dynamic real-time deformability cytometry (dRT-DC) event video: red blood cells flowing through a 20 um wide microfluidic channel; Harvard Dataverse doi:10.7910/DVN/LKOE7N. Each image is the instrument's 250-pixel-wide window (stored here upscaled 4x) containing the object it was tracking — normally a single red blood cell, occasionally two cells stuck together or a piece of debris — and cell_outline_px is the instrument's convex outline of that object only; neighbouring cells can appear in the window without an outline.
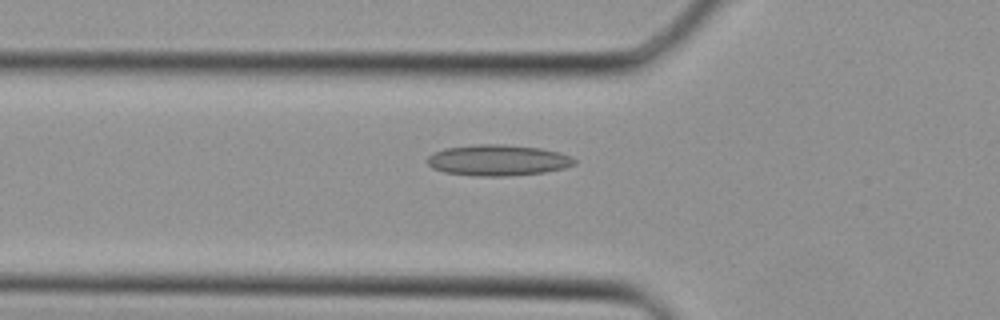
{"species": "Egyptian fruit bat (a non-hibernating species)", "species_latin": "Rousettus aegyptiacus", "temperature_condition": "cold", "stored_images_in_passage": 34, "camera_frame_rate_fps": 3000, "um_per_image_px": 0.085, "animal": {"sex": "female"}, "frame": {"image": 1, "passage_image": 13, "time_ms": 4.0, "image_size_px": [1000, 320], "cell_outline_px": [[576, 164], [564, 168], [544, 172], [508, 176], [476, 176], [444, 172], [432, 168], [428, 164], [428, 156], [444, 148], [480, 144], [500, 144], [540, 148], [560, 152], [572, 156], [576, 160]], "centroid_in_image_um": [42.35, 13.62], "position_along_channel_um": 83.5, "area_um2": 26.53}}
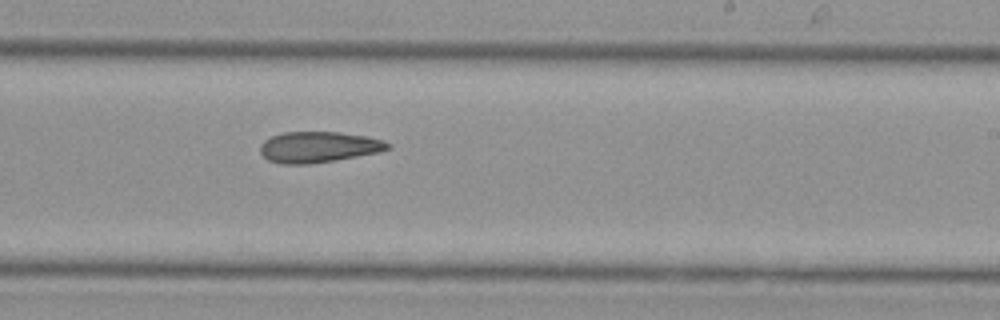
{"frame": {"image": 2, "passage_image": 23, "time_ms": 7.333, "image_size_px": [1000, 320], "cell_outline_px": [[392, 144], [388, 148], [380, 152], [336, 160], [308, 164], [280, 164], [268, 160], [260, 152], [260, 144], [264, 140], [272, 136], [284, 132], [340, 132], [368, 136], [384, 140]], "centroid_in_image_um": [27.08, 12.5], "position_along_channel_um": 261.9, "area_um2": 23.12}}
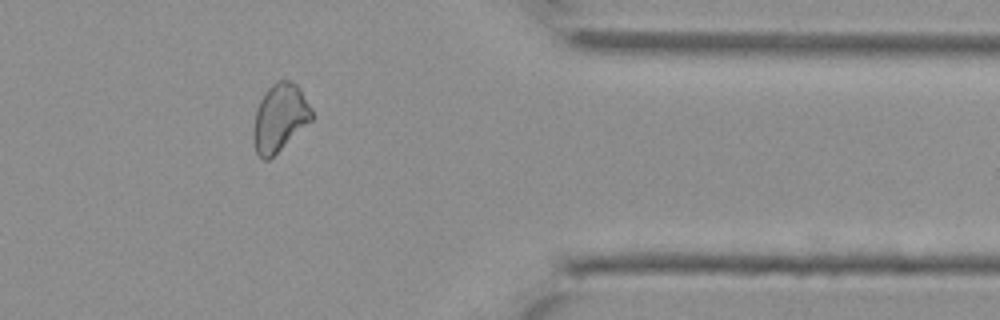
{"frame": {"image": 3, "passage_image": 31, "time_ms": 10.0, "image_size_px": [1000, 320], "cell_outline_px": [[312, 120], [268, 160], [264, 160], [256, 152], [252, 136], [252, 132], [256, 108], [264, 92], [276, 80], [288, 80], [296, 84], [300, 88], [312, 108]], "centroid_in_image_um": [23.76, 9.98], "position_along_channel_um": 387.6, "area_um2": 22.95}}